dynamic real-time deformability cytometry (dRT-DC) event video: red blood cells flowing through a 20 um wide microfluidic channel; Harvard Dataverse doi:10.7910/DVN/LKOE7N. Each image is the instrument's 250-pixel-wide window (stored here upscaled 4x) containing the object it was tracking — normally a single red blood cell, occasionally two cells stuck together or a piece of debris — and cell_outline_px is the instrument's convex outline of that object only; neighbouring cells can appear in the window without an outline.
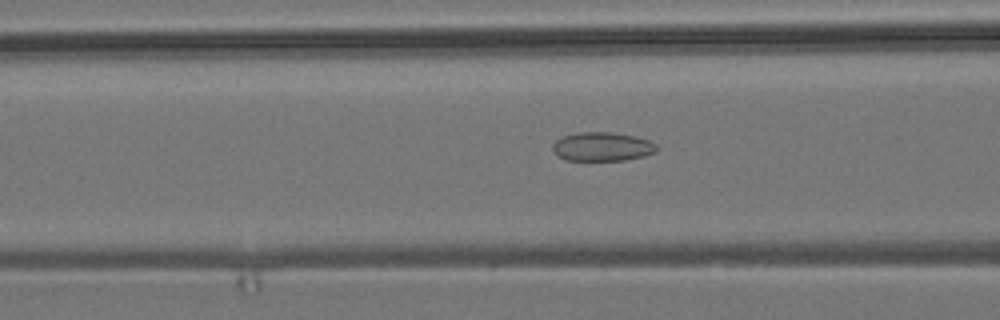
{"species": "common noctule bat (a hibernating species)", "species_latin": "Nyctalus noctula", "temperature_condition": "room temperature", "stored_images_in_passage": 52, "camera_frame_rate_fps": 3000, "um_per_image_px": 0.085, "animal": {"sex": "male", "body_mass_g": 19.2, "forearm_length_mm": 51.8}, "frame": {"image": 1, "passage_image": 20, "time_ms": 6.333, "image_size_px": [1000, 320], "cell_outline_px": [[656, 152], [644, 156], [624, 160], [564, 160], [552, 148], [552, 144], [560, 136], [576, 132], [612, 132], [636, 136], [648, 140], [656, 144]], "centroid_in_image_um": [51.18, 12.45], "position_along_channel_um": 115.4, "area_um2": 17.57}}
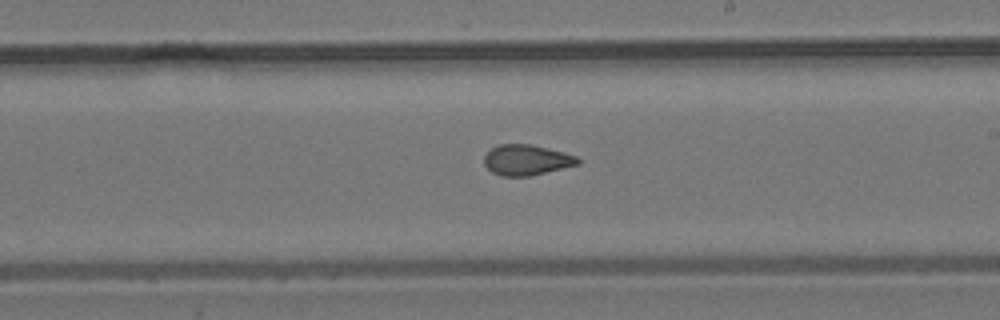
{"frame": {"image": 2, "passage_image": 30, "time_ms": 9.667, "image_size_px": [1000, 320], "cell_outline_px": [[580, 164], [528, 176], [500, 176], [492, 172], [484, 164], [484, 156], [492, 148], [500, 144], [528, 144], [548, 148], [564, 152], [576, 156], [580, 160]], "centroid_in_image_um": [44.75, 13.6], "position_along_channel_um": 244.2, "area_um2": 16.53}}
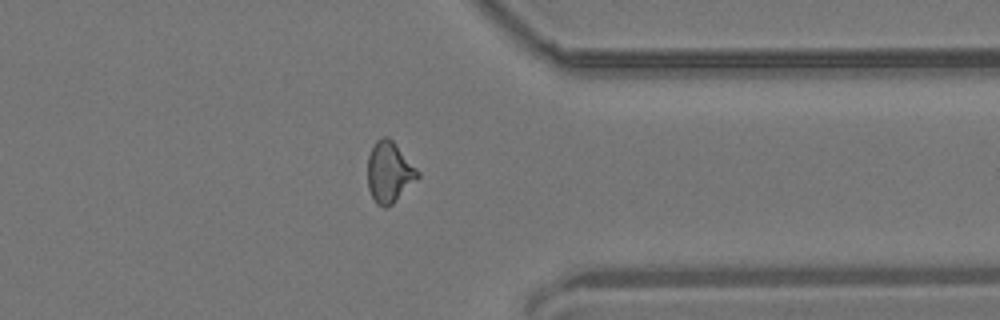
{"frame": {"image": 3, "passage_image": 41, "time_ms": 13.333, "image_size_px": [1000, 320], "cell_outline_px": [[420, 176], [392, 204], [384, 208], [376, 204], [368, 188], [368, 156], [376, 140], [384, 136], [388, 136], [392, 140], [420, 172]], "centroid_in_image_um": [33.08, 14.63], "position_along_channel_um": 378.3, "area_um2": 17.57}, "authors_computed_cell_mechanics": {"area_um2": 17.4556, "velocity_mm_per_s": 3.8614, "shape_relaxation_time_tau1_ms": null, "shape_relaxation_time_tau2_ms": 1.7008, "deformation_change_tau1": null, "deformation_change_tau2": 0.0768}}